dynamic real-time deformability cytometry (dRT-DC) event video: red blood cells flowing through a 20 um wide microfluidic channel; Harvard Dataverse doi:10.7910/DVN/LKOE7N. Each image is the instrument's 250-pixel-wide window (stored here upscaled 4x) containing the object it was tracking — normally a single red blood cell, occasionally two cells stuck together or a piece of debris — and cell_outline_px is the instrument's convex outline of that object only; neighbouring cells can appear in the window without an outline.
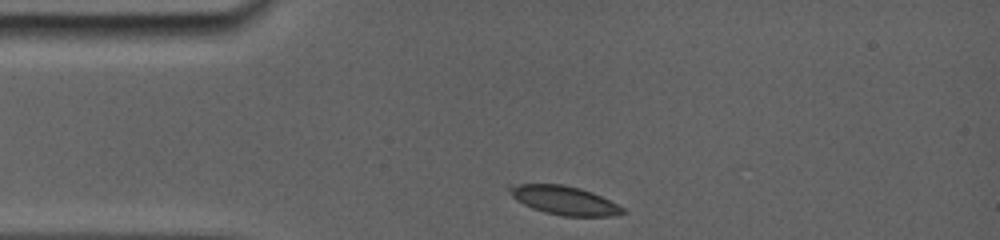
{"species": "common noctule bat (a hibernating species)", "species_latin": "Nyctalus noctula", "temperature_condition": "room temperature", "stored_images_in_passage": 63, "camera_frame_rate_fps": 5000, "um_per_image_px": 0.085, "animal": {"sex": "female", "body_mass_g": 19.0, "forearm_length_mm": 56.7}, "frame": {"image": 1, "passage_image": 1, "time_ms": 0.0, "image_size_px": [1000, 240], "cell_outline_px": [[628, 212], [616, 216], [564, 216], [544, 212], [532, 208], [516, 200], [504, 188], [508, 184], [564, 184], [580, 188], [592, 192], [624, 208]], "centroid_in_image_um": [47.92, 17.02], "position_along_channel_um": 37.1, "area_um2": 19.13}}
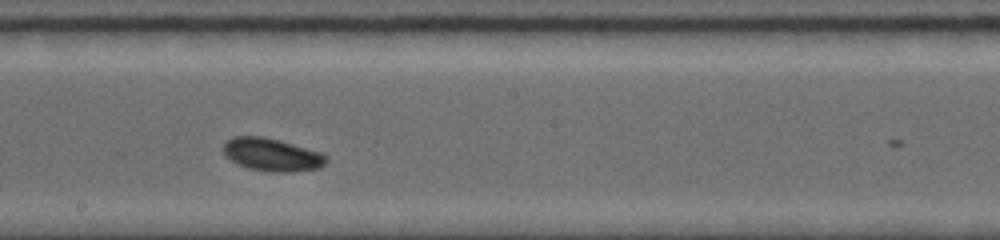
{"frame": {"image": 2, "passage_image": 35, "time_ms": 5.6, "image_size_px": [1000, 240], "cell_outline_px": [[328, 160], [320, 168], [292, 172], [272, 172], [248, 168], [236, 164], [224, 152], [224, 144], [228, 140], [236, 136], [260, 136], [292, 144], [320, 152]], "centroid_in_image_um": [23.12, 13.16], "position_along_channel_um": 225.1, "area_um2": 19.31}}
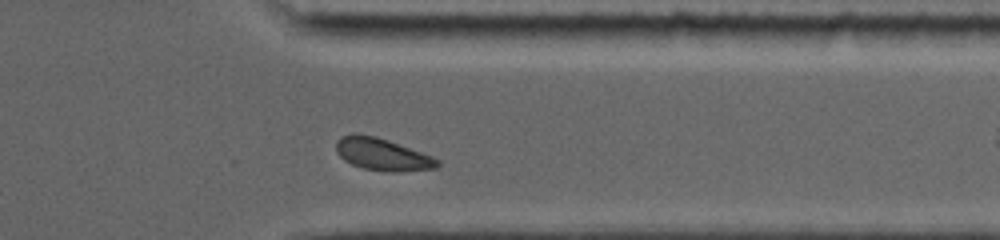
{"frame": {"image": 3, "passage_image": 61, "time_ms": 9.6, "image_size_px": [1000, 240], "cell_outline_px": [[440, 164], [436, 168], [396, 172], [392, 172], [364, 168], [352, 164], [344, 160], [336, 152], [336, 140], [340, 136], [352, 132], [356, 132], [376, 136], [388, 140], [432, 156], [440, 160]], "centroid_in_image_um": [32.46, 13.09], "position_along_channel_um": 378.9, "area_um2": 19.13}}